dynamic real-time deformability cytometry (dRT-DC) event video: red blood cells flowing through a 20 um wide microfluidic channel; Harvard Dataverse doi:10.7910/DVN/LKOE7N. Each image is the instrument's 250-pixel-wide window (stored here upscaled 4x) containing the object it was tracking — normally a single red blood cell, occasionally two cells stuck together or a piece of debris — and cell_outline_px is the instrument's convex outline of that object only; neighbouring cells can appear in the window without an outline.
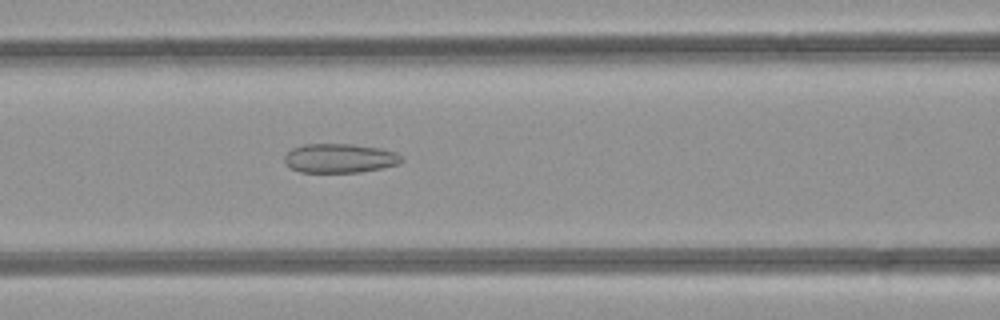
{"species": "common noctule bat (a hibernating species)", "species_latin": "Nyctalus noctula", "temperature_condition": "room temperature", "stored_images_in_passage": 48, "camera_frame_rate_fps": 3000, "um_per_image_px": 0.085, "animal": {"sex": "female", "body_mass_g": 21.9}, "frame": {"image": 1, "passage_image": 20, "time_ms": 6.333, "image_size_px": [1000, 320], "cell_outline_px": [[404, 160], [396, 164], [380, 168], [360, 172], [300, 172], [292, 168], [284, 160], [284, 156], [292, 148], [304, 144], [352, 144], [380, 148], [396, 152], [404, 156]], "centroid_in_image_um": [28.9, 13.44], "position_along_channel_um": 137.7, "area_um2": 19.83}}
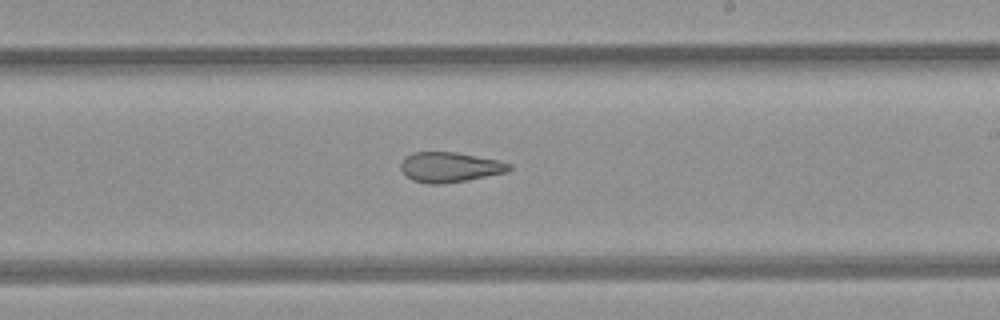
{"frame": {"image": 2, "passage_image": 28, "time_ms": 9.0, "image_size_px": [1000, 320], "cell_outline_px": [[512, 168], [508, 172], [468, 180], [440, 184], [428, 184], [412, 180], [400, 168], [400, 164], [412, 152], [456, 152], [500, 160], [512, 164]], "centroid_in_image_um": [38.29, 14.21], "position_along_channel_um": 250.7, "area_um2": 19.02}}
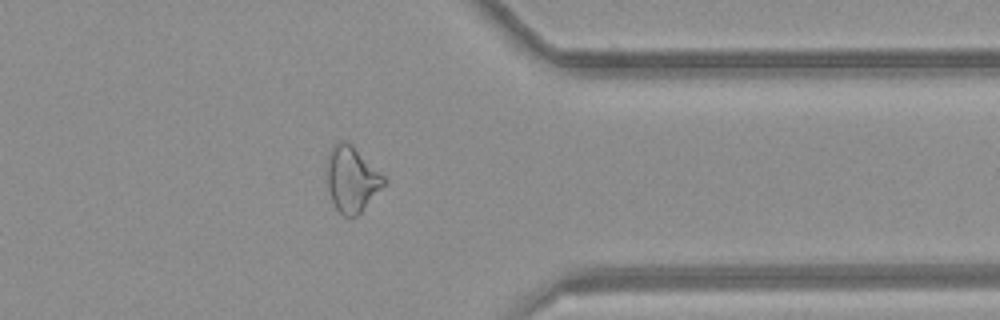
{"frame": {"image": 3, "passage_image": 38, "time_ms": 12.333, "image_size_px": [1000, 320], "cell_outline_px": [[388, 180], [360, 212], [356, 216], [344, 216], [336, 208], [332, 200], [328, 188], [328, 156], [332, 144], [340, 140], [344, 140], [352, 144]], "centroid_in_image_um": [29.9, 15.19], "position_along_channel_um": 381.5, "area_um2": 21.39}, "authors_computed_cell_mechanics": {"area_um2": 23.0044, "velocity_mm_per_s": 4.2421, "shape_relaxation_time_tau1_ms": null, "shape_relaxation_time_tau2_ms": 2.5901, "deformation_change_tau1": null, "deformation_change_tau2": 0.1153}}